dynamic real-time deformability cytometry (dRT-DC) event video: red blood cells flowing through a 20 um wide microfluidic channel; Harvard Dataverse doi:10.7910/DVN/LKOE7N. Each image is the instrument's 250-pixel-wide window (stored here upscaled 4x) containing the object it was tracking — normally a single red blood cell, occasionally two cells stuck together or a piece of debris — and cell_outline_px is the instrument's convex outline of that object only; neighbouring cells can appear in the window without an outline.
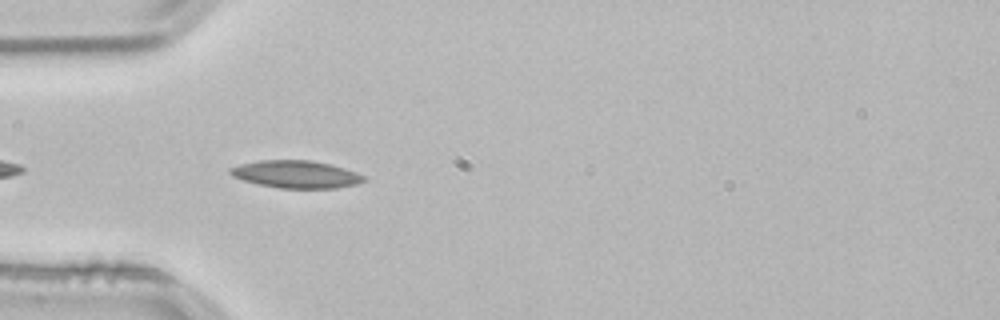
{"species": "common noctule bat (a hibernating species)", "species_latin": "Nyctalus noctula", "temperature_condition": "room temperature", "stored_images_in_passage": 12, "camera_frame_rate_fps": 3000, "um_per_image_px": 0.085, "animal": {"sex": "male", "body_mass_g": 21.5, "forearm_length_mm": 52.0}, "frame": {"image": 1, "passage_image": 3, "time_ms": 0.667, "image_size_px": [1000, 320], "cell_outline_px": [[368, 180], [360, 184], [336, 188], [280, 188], [256, 184], [232, 176], [228, 172], [228, 168], [240, 164], [260, 160], [312, 160], [332, 164], [356, 172], [364, 176]], "centroid_in_image_um": [25.19, 14.81], "position_along_channel_um": 59.8, "area_um2": 21.68}}